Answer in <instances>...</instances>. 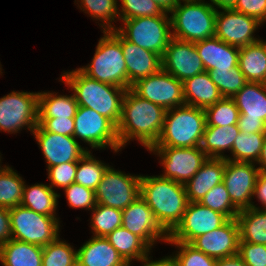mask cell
<instances>
[{
  "label": "cell",
  "mask_w": 266,
  "mask_h": 266,
  "mask_svg": "<svg viewBox=\"0 0 266 266\" xmlns=\"http://www.w3.org/2000/svg\"><path fill=\"white\" fill-rule=\"evenodd\" d=\"M166 110L136 95L127 89L122 101V110L117 133L123 148L129 140H138L146 149L159 140Z\"/></svg>",
  "instance_id": "6da1fadb"
},
{
  "label": "cell",
  "mask_w": 266,
  "mask_h": 266,
  "mask_svg": "<svg viewBox=\"0 0 266 266\" xmlns=\"http://www.w3.org/2000/svg\"><path fill=\"white\" fill-rule=\"evenodd\" d=\"M140 196L160 226L170 234L181 222L189 200L185 184L162 176L140 177Z\"/></svg>",
  "instance_id": "7a4b0ae2"
},
{
  "label": "cell",
  "mask_w": 266,
  "mask_h": 266,
  "mask_svg": "<svg viewBox=\"0 0 266 266\" xmlns=\"http://www.w3.org/2000/svg\"><path fill=\"white\" fill-rule=\"evenodd\" d=\"M61 76L60 80L74 91L78 106L91 108L118 125L127 89L89 78L78 68Z\"/></svg>",
  "instance_id": "3957f363"
},
{
  "label": "cell",
  "mask_w": 266,
  "mask_h": 266,
  "mask_svg": "<svg viewBox=\"0 0 266 266\" xmlns=\"http://www.w3.org/2000/svg\"><path fill=\"white\" fill-rule=\"evenodd\" d=\"M206 127L202 108L183 105L166 110L159 140L152 147H197L201 145Z\"/></svg>",
  "instance_id": "277c9868"
},
{
  "label": "cell",
  "mask_w": 266,
  "mask_h": 266,
  "mask_svg": "<svg viewBox=\"0 0 266 266\" xmlns=\"http://www.w3.org/2000/svg\"><path fill=\"white\" fill-rule=\"evenodd\" d=\"M204 1L178 3L169 12L173 38L195 43L215 36L217 9Z\"/></svg>",
  "instance_id": "5b68a950"
},
{
  "label": "cell",
  "mask_w": 266,
  "mask_h": 266,
  "mask_svg": "<svg viewBox=\"0 0 266 266\" xmlns=\"http://www.w3.org/2000/svg\"><path fill=\"white\" fill-rule=\"evenodd\" d=\"M103 33L92 62L78 69L89 78L127 89V69L121 43L110 31Z\"/></svg>",
  "instance_id": "8992f818"
},
{
  "label": "cell",
  "mask_w": 266,
  "mask_h": 266,
  "mask_svg": "<svg viewBox=\"0 0 266 266\" xmlns=\"http://www.w3.org/2000/svg\"><path fill=\"white\" fill-rule=\"evenodd\" d=\"M168 12L160 16L138 17L122 20L123 27L116 30L128 41L143 49L163 56L169 42L172 31L171 19Z\"/></svg>",
  "instance_id": "52a82bcc"
},
{
  "label": "cell",
  "mask_w": 266,
  "mask_h": 266,
  "mask_svg": "<svg viewBox=\"0 0 266 266\" xmlns=\"http://www.w3.org/2000/svg\"><path fill=\"white\" fill-rule=\"evenodd\" d=\"M12 239L46 246L59 236V218L42 215L21 204L9 208Z\"/></svg>",
  "instance_id": "ba28073f"
},
{
  "label": "cell",
  "mask_w": 266,
  "mask_h": 266,
  "mask_svg": "<svg viewBox=\"0 0 266 266\" xmlns=\"http://www.w3.org/2000/svg\"><path fill=\"white\" fill-rule=\"evenodd\" d=\"M39 93L15 92L0 98V131L17 133L22 128L31 133L39 118Z\"/></svg>",
  "instance_id": "9c48e42d"
},
{
  "label": "cell",
  "mask_w": 266,
  "mask_h": 266,
  "mask_svg": "<svg viewBox=\"0 0 266 266\" xmlns=\"http://www.w3.org/2000/svg\"><path fill=\"white\" fill-rule=\"evenodd\" d=\"M74 122L73 137L75 139L80 138L93 149H103L109 146L116 153L121 150L117 126L95 110L78 106Z\"/></svg>",
  "instance_id": "30bf717a"
},
{
  "label": "cell",
  "mask_w": 266,
  "mask_h": 266,
  "mask_svg": "<svg viewBox=\"0 0 266 266\" xmlns=\"http://www.w3.org/2000/svg\"><path fill=\"white\" fill-rule=\"evenodd\" d=\"M130 89L165 110L185 105L183 82L162 68L157 73L137 80Z\"/></svg>",
  "instance_id": "8fae6325"
},
{
  "label": "cell",
  "mask_w": 266,
  "mask_h": 266,
  "mask_svg": "<svg viewBox=\"0 0 266 266\" xmlns=\"http://www.w3.org/2000/svg\"><path fill=\"white\" fill-rule=\"evenodd\" d=\"M140 177L109 166L95 190L96 203L124 210L140 196Z\"/></svg>",
  "instance_id": "7c38bea8"
},
{
  "label": "cell",
  "mask_w": 266,
  "mask_h": 266,
  "mask_svg": "<svg viewBox=\"0 0 266 266\" xmlns=\"http://www.w3.org/2000/svg\"><path fill=\"white\" fill-rule=\"evenodd\" d=\"M232 99L239 110L240 132H266V84L247 82Z\"/></svg>",
  "instance_id": "4fadbf2b"
},
{
  "label": "cell",
  "mask_w": 266,
  "mask_h": 266,
  "mask_svg": "<svg viewBox=\"0 0 266 266\" xmlns=\"http://www.w3.org/2000/svg\"><path fill=\"white\" fill-rule=\"evenodd\" d=\"M160 156L164 173L160 176L186 184L207 160L204 151L197 147H151L148 149Z\"/></svg>",
  "instance_id": "5bb4252c"
},
{
  "label": "cell",
  "mask_w": 266,
  "mask_h": 266,
  "mask_svg": "<svg viewBox=\"0 0 266 266\" xmlns=\"http://www.w3.org/2000/svg\"><path fill=\"white\" fill-rule=\"evenodd\" d=\"M229 219L217 211L189 202L181 222L169 234L168 242L190 243L194 238L224 225Z\"/></svg>",
  "instance_id": "9a60e30c"
},
{
  "label": "cell",
  "mask_w": 266,
  "mask_h": 266,
  "mask_svg": "<svg viewBox=\"0 0 266 266\" xmlns=\"http://www.w3.org/2000/svg\"><path fill=\"white\" fill-rule=\"evenodd\" d=\"M255 163L237 162L226 159L223 183L232 203L239 209L259 208L254 205V187L260 173Z\"/></svg>",
  "instance_id": "2e32d148"
},
{
  "label": "cell",
  "mask_w": 266,
  "mask_h": 266,
  "mask_svg": "<svg viewBox=\"0 0 266 266\" xmlns=\"http://www.w3.org/2000/svg\"><path fill=\"white\" fill-rule=\"evenodd\" d=\"M261 24L256 18L233 9L217 10L215 36L229 45L241 48L261 40L253 35Z\"/></svg>",
  "instance_id": "e0dca14e"
},
{
  "label": "cell",
  "mask_w": 266,
  "mask_h": 266,
  "mask_svg": "<svg viewBox=\"0 0 266 266\" xmlns=\"http://www.w3.org/2000/svg\"><path fill=\"white\" fill-rule=\"evenodd\" d=\"M122 227L140 237L150 248L158 239L166 242L169 238L141 196L122 210Z\"/></svg>",
  "instance_id": "ac0fdd59"
},
{
  "label": "cell",
  "mask_w": 266,
  "mask_h": 266,
  "mask_svg": "<svg viewBox=\"0 0 266 266\" xmlns=\"http://www.w3.org/2000/svg\"><path fill=\"white\" fill-rule=\"evenodd\" d=\"M162 59V69L172 74L179 81L205 72L195 43L172 38Z\"/></svg>",
  "instance_id": "d6986e66"
},
{
  "label": "cell",
  "mask_w": 266,
  "mask_h": 266,
  "mask_svg": "<svg viewBox=\"0 0 266 266\" xmlns=\"http://www.w3.org/2000/svg\"><path fill=\"white\" fill-rule=\"evenodd\" d=\"M47 162V169L62 163L78 162L88 151L73 136L47 132L40 125L32 132Z\"/></svg>",
  "instance_id": "ffe728a7"
},
{
  "label": "cell",
  "mask_w": 266,
  "mask_h": 266,
  "mask_svg": "<svg viewBox=\"0 0 266 266\" xmlns=\"http://www.w3.org/2000/svg\"><path fill=\"white\" fill-rule=\"evenodd\" d=\"M189 244L217 260L236 256L239 248L238 223L235 218L229 219L221 227L194 238Z\"/></svg>",
  "instance_id": "44dd1931"
},
{
  "label": "cell",
  "mask_w": 266,
  "mask_h": 266,
  "mask_svg": "<svg viewBox=\"0 0 266 266\" xmlns=\"http://www.w3.org/2000/svg\"><path fill=\"white\" fill-rule=\"evenodd\" d=\"M121 43L127 69V89L137 80L157 73L162 68L161 56L126 40L116 29L110 31Z\"/></svg>",
  "instance_id": "7402d4cb"
},
{
  "label": "cell",
  "mask_w": 266,
  "mask_h": 266,
  "mask_svg": "<svg viewBox=\"0 0 266 266\" xmlns=\"http://www.w3.org/2000/svg\"><path fill=\"white\" fill-rule=\"evenodd\" d=\"M205 71L228 70L238 66L239 48L229 45L216 36L195 42Z\"/></svg>",
  "instance_id": "603a6c76"
},
{
  "label": "cell",
  "mask_w": 266,
  "mask_h": 266,
  "mask_svg": "<svg viewBox=\"0 0 266 266\" xmlns=\"http://www.w3.org/2000/svg\"><path fill=\"white\" fill-rule=\"evenodd\" d=\"M77 266H130L106 237L93 236L77 250Z\"/></svg>",
  "instance_id": "cb8c5ba5"
},
{
  "label": "cell",
  "mask_w": 266,
  "mask_h": 266,
  "mask_svg": "<svg viewBox=\"0 0 266 266\" xmlns=\"http://www.w3.org/2000/svg\"><path fill=\"white\" fill-rule=\"evenodd\" d=\"M225 158H207L197 173L185 184L189 202H199L214 186L223 182Z\"/></svg>",
  "instance_id": "d4e9b609"
},
{
  "label": "cell",
  "mask_w": 266,
  "mask_h": 266,
  "mask_svg": "<svg viewBox=\"0 0 266 266\" xmlns=\"http://www.w3.org/2000/svg\"><path fill=\"white\" fill-rule=\"evenodd\" d=\"M183 93L185 105L202 109L223 98L207 71L184 80Z\"/></svg>",
  "instance_id": "484cf974"
},
{
  "label": "cell",
  "mask_w": 266,
  "mask_h": 266,
  "mask_svg": "<svg viewBox=\"0 0 266 266\" xmlns=\"http://www.w3.org/2000/svg\"><path fill=\"white\" fill-rule=\"evenodd\" d=\"M43 247L9 240L0 246V262L2 266H42Z\"/></svg>",
  "instance_id": "4316f807"
},
{
  "label": "cell",
  "mask_w": 266,
  "mask_h": 266,
  "mask_svg": "<svg viewBox=\"0 0 266 266\" xmlns=\"http://www.w3.org/2000/svg\"><path fill=\"white\" fill-rule=\"evenodd\" d=\"M238 66L247 82L266 84V42L260 40L239 48Z\"/></svg>",
  "instance_id": "83f0119b"
},
{
  "label": "cell",
  "mask_w": 266,
  "mask_h": 266,
  "mask_svg": "<svg viewBox=\"0 0 266 266\" xmlns=\"http://www.w3.org/2000/svg\"><path fill=\"white\" fill-rule=\"evenodd\" d=\"M240 134L238 124L230 126H206L200 148L208 158H225L223 151L231 152L233 142Z\"/></svg>",
  "instance_id": "f1b7e54d"
},
{
  "label": "cell",
  "mask_w": 266,
  "mask_h": 266,
  "mask_svg": "<svg viewBox=\"0 0 266 266\" xmlns=\"http://www.w3.org/2000/svg\"><path fill=\"white\" fill-rule=\"evenodd\" d=\"M235 219L239 227V241L266 245V209H242Z\"/></svg>",
  "instance_id": "f546056e"
},
{
  "label": "cell",
  "mask_w": 266,
  "mask_h": 266,
  "mask_svg": "<svg viewBox=\"0 0 266 266\" xmlns=\"http://www.w3.org/2000/svg\"><path fill=\"white\" fill-rule=\"evenodd\" d=\"M106 238L129 265L132 260L141 261L149 256L151 248L140 237L122 226Z\"/></svg>",
  "instance_id": "4dcf8cb0"
},
{
  "label": "cell",
  "mask_w": 266,
  "mask_h": 266,
  "mask_svg": "<svg viewBox=\"0 0 266 266\" xmlns=\"http://www.w3.org/2000/svg\"><path fill=\"white\" fill-rule=\"evenodd\" d=\"M59 196L49 185H24L21 205L38 214L56 216Z\"/></svg>",
  "instance_id": "1f68e13d"
},
{
  "label": "cell",
  "mask_w": 266,
  "mask_h": 266,
  "mask_svg": "<svg viewBox=\"0 0 266 266\" xmlns=\"http://www.w3.org/2000/svg\"><path fill=\"white\" fill-rule=\"evenodd\" d=\"M39 93V118H74L78 103L74 94L57 95L51 92Z\"/></svg>",
  "instance_id": "d6a6232c"
},
{
  "label": "cell",
  "mask_w": 266,
  "mask_h": 266,
  "mask_svg": "<svg viewBox=\"0 0 266 266\" xmlns=\"http://www.w3.org/2000/svg\"><path fill=\"white\" fill-rule=\"evenodd\" d=\"M266 132L242 133L233 142L232 157L225 159L237 162L256 163L260 157Z\"/></svg>",
  "instance_id": "836d02e7"
},
{
  "label": "cell",
  "mask_w": 266,
  "mask_h": 266,
  "mask_svg": "<svg viewBox=\"0 0 266 266\" xmlns=\"http://www.w3.org/2000/svg\"><path fill=\"white\" fill-rule=\"evenodd\" d=\"M25 182L12 167L0 171V207L12 208L21 204Z\"/></svg>",
  "instance_id": "e575fe53"
},
{
  "label": "cell",
  "mask_w": 266,
  "mask_h": 266,
  "mask_svg": "<svg viewBox=\"0 0 266 266\" xmlns=\"http://www.w3.org/2000/svg\"><path fill=\"white\" fill-rule=\"evenodd\" d=\"M81 2L80 7L81 10L85 11V13L90 14L92 18L95 20H99L102 23L103 31H111L117 29L114 27L111 22H115L116 18H119V5L118 0H77Z\"/></svg>",
  "instance_id": "d590c367"
},
{
  "label": "cell",
  "mask_w": 266,
  "mask_h": 266,
  "mask_svg": "<svg viewBox=\"0 0 266 266\" xmlns=\"http://www.w3.org/2000/svg\"><path fill=\"white\" fill-rule=\"evenodd\" d=\"M88 150L78 161L75 183L96 190L109 165L96 160Z\"/></svg>",
  "instance_id": "8d00e7d4"
},
{
  "label": "cell",
  "mask_w": 266,
  "mask_h": 266,
  "mask_svg": "<svg viewBox=\"0 0 266 266\" xmlns=\"http://www.w3.org/2000/svg\"><path fill=\"white\" fill-rule=\"evenodd\" d=\"M91 229L93 235L107 237L116 228L122 226V210L96 204L92 209Z\"/></svg>",
  "instance_id": "74e56055"
},
{
  "label": "cell",
  "mask_w": 266,
  "mask_h": 266,
  "mask_svg": "<svg viewBox=\"0 0 266 266\" xmlns=\"http://www.w3.org/2000/svg\"><path fill=\"white\" fill-rule=\"evenodd\" d=\"M206 126H230L238 123L239 110L232 98L223 97L220 101L204 109Z\"/></svg>",
  "instance_id": "f35d334b"
},
{
  "label": "cell",
  "mask_w": 266,
  "mask_h": 266,
  "mask_svg": "<svg viewBox=\"0 0 266 266\" xmlns=\"http://www.w3.org/2000/svg\"><path fill=\"white\" fill-rule=\"evenodd\" d=\"M42 266H77V251L58 236L43 247Z\"/></svg>",
  "instance_id": "ab89813d"
},
{
  "label": "cell",
  "mask_w": 266,
  "mask_h": 266,
  "mask_svg": "<svg viewBox=\"0 0 266 266\" xmlns=\"http://www.w3.org/2000/svg\"><path fill=\"white\" fill-rule=\"evenodd\" d=\"M208 73L213 83L218 87L220 94L226 98H232L247 83L239 66L233 68L231 71L210 70Z\"/></svg>",
  "instance_id": "60d3db41"
},
{
  "label": "cell",
  "mask_w": 266,
  "mask_h": 266,
  "mask_svg": "<svg viewBox=\"0 0 266 266\" xmlns=\"http://www.w3.org/2000/svg\"><path fill=\"white\" fill-rule=\"evenodd\" d=\"M205 207L224 214L228 219L236 218L240 210L232 203L223 182L214 186L199 201Z\"/></svg>",
  "instance_id": "b9f144b4"
},
{
  "label": "cell",
  "mask_w": 266,
  "mask_h": 266,
  "mask_svg": "<svg viewBox=\"0 0 266 266\" xmlns=\"http://www.w3.org/2000/svg\"><path fill=\"white\" fill-rule=\"evenodd\" d=\"M118 11L121 20L160 16L164 12L153 0H121V9Z\"/></svg>",
  "instance_id": "7bdbcfd3"
},
{
  "label": "cell",
  "mask_w": 266,
  "mask_h": 266,
  "mask_svg": "<svg viewBox=\"0 0 266 266\" xmlns=\"http://www.w3.org/2000/svg\"><path fill=\"white\" fill-rule=\"evenodd\" d=\"M175 244L179 251L174 259L177 261L179 266H216L217 259L212 258L202 251L195 249L189 243L183 242H169Z\"/></svg>",
  "instance_id": "ee69618b"
},
{
  "label": "cell",
  "mask_w": 266,
  "mask_h": 266,
  "mask_svg": "<svg viewBox=\"0 0 266 266\" xmlns=\"http://www.w3.org/2000/svg\"><path fill=\"white\" fill-rule=\"evenodd\" d=\"M68 204L72 208H86L92 210L96 206L95 191L80 184L72 183L64 188Z\"/></svg>",
  "instance_id": "f6af8a7d"
},
{
  "label": "cell",
  "mask_w": 266,
  "mask_h": 266,
  "mask_svg": "<svg viewBox=\"0 0 266 266\" xmlns=\"http://www.w3.org/2000/svg\"><path fill=\"white\" fill-rule=\"evenodd\" d=\"M78 162L62 163L51 166L48 169V179L51 181L49 185L52 189L55 187L66 188L75 183V176Z\"/></svg>",
  "instance_id": "bcb514c9"
},
{
  "label": "cell",
  "mask_w": 266,
  "mask_h": 266,
  "mask_svg": "<svg viewBox=\"0 0 266 266\" xmlns=\"http://www.w3.org/2000/svg\"><path fill=\"white\" fill-rule=\"evenodd\" d=\"M238 256L247 266H266V245L239 241Z\"/></svg>",
  "instance_id": "7dc6e473"
},
{
  "label": "cell",
  "mask_w": 266,
  "mask_h": 266,
  "mask_svg": "<svg viewBox=\"0 0 266 266\" xmlns=\"http://www.w3.org/2000/svg\"><path fill=\"white\" fill-rule=\"evenodd\" d=\"M38 125L47 132L65 136H73L75 128L74 118H38Z\"/></svg>",
  "instance_id": "c3c4849f"
},
{
  "label": "cell",
  "mask_w": 266,
  "mask_h": 266,
  "mask_svg": "<svg viewBox=\"0 0 266 266\" xmlns=\"http://www.w3.org/2000/svg\"><path fill=\"white\" fill-rule=\"evenodd\" d=\"M233 10L256 18L262 25L266 21V0H237Z\"/></svg>",
  "instance_id": "681fc988"
},
{
  "label": "cell",
  "mask_w": 266,
  "mask_h": 266,
  "mask_svg": "<svg viewBox=\"0 0 266 266\" xmlns=\"http://www.w3.org/2000/svg\"><path fill=\"white\" fill-rule=\"evenodd\" d=\"M12 239L9 208L0 207V246Z\"/></svg>",
  "instance_id": "f907efd6"
},
{
  "label": "cell",
  "mask_w": 266,
  "mask_h": 266,
  "mask_svg": "<svg viewBox=\"0 0 266 266\" xmlns=\"http://www.w3.org/2000/svg\"><path fill=\"white\" fill-rule=\"evenodd\" d=\"M257 196L263 208L266 209V173L260 172L254 187L253 197Z\"/></svg>",
  "instance_id": "816d5d0a"
},
{
  "label": "cell",
  "mask_w": 266,
  "mask_h": 266,
  "mask_svg": "<svg viewBox=\"0 0 266 266\" xmlns=\"http://www.w3.org/2000/svg\"><path fill=\"white\" fill-rule=\"evenodd\" d=\"M140 262H142V264L144 263L143 266H179L173 256H167L155 261L151 260L150 257L147 256Z\"/></svg>",
  "instance_id": "f5cc1de1"
},
{
  "label": "cell",
  "mask_w": 266,
  "mask_h": 266,
  "mask_svg": "<svg viewBox=\"0 0 266 266\" xmlns=\"http://www.w3.org/2000/svg\"><path fill=\"white\" fill-rule=\"evenodd\" d=\"M216 266H247L244 261L238 256L218 259Z\"/></svg>",
  "instance_id": "db71d44e"
},
{
  "label": "cell",
  "mask_w": 266,
  "mask_h": 266,
  "mask_svg": "<svg viewBox=\"0 0 266 266\" xmlns=\"http://www.w3.org/2000/svg\"><path fill=\"white\" fill-rule=\"evenodd\" d=\"M210 4L215 8V9H233L235 3L237 0H210Z\"/></svg>",
  "instance_id": "11a10c76"
},
{
  "label": "cell",
  "mask_w": 266,
  "mask_h": 266,
  "mask_svg": "<svg viewBox=\"0 0 266 266\" xmlns=\"http://www.w3.org/2000/svg\"><path fill=\"white\" fill-rule=\"evenodd\" d=\"M165 12H170L178 3L177 0H153Z\"/></svg>",
  "instance_id": "9f6ffc18"
},
{
  "label": "cell",
  "mask_w": 266,
  "mask_h": 266,
  "mask_svg": "<svg viewBox=\"0 0 266 266\" xmlns=\"http://www.w3.org/2000/svg\"><path fill=\"white\" fill-rule=\"evenodd\" d=\"M257 163L260 166V167H258L260 172L266 173V137L264 139L261 154H260V157H259Z\"/></svg>",
  "instance_id": "6f0895ef"
},
{
  "label": "cell",
  "mask_w": 266,
  "mask_h": 266,
  "mask_svg": "<svg viewBox=\"0 0 266 266\" xmlns=\"http://www.w3.org/2000/svg\"><path fill=\"white\" fill-rule=\"evenodd\" d=\"M194 2V1H202V0H177V3H182V2Z\"/></svg>",
  "instance_id": "680465c9"
},
{
  "label": "cell",
  "mask_w": 266,
  "mask_h": 266,
  "mask_svg": "<svg viewBox=\"0 0 266 266\" xmlns=\"http://www.w3.org/2000/svg\"><path fill=\"white\" fill-rule=\"evenodd\" d=\"M0 158H1V155H0ZM0 161H1V159H0ZM5 167H6V165L4 167H1V164H0V171H2Z\"/></svg>",
  "instance_id": "91938a15"
}]
</instances>
